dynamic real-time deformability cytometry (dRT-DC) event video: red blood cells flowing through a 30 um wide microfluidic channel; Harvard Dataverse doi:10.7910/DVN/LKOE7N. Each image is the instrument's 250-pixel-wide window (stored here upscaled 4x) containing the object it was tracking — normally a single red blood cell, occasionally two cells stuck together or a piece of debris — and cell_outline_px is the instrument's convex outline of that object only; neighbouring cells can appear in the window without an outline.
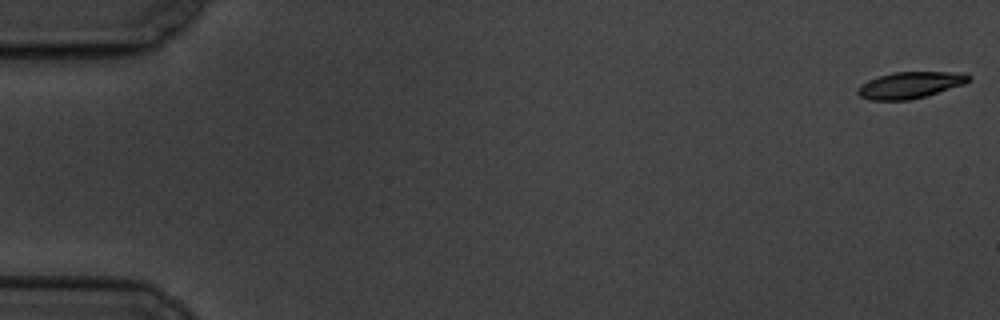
{"species": "common noctule bat (a hibernating species)", "species_latin": "Nyctalus noctula", "temperature_condition": "cold", "stored_images_in_passage": 6, "segment_of_instrument_passage": [1, 2], "camera_frame_rate_fps": 3000, "um_per_image_px": 0.085, "animal": {"sex": "male", "body_mass_g": 19.5, "forearm_length_mm": 54.6}, "frame": {"image": 1, "passage_image": 1, "time_ms": 0.0, "image_size_px": [1000, 320], "cell_outline_px": [[972, 80], [964, 84], [924, 96], [908, 100], [872, 100], [860, 96], [856, 92], [856, 88], [860, 84], [868, 80], [892, 72], [968, 72], [972, 76]], "centroid_in_image_um": [77.38, 7.21], "position_along_channel_um": 7.6, "area_um2": 17.22}}
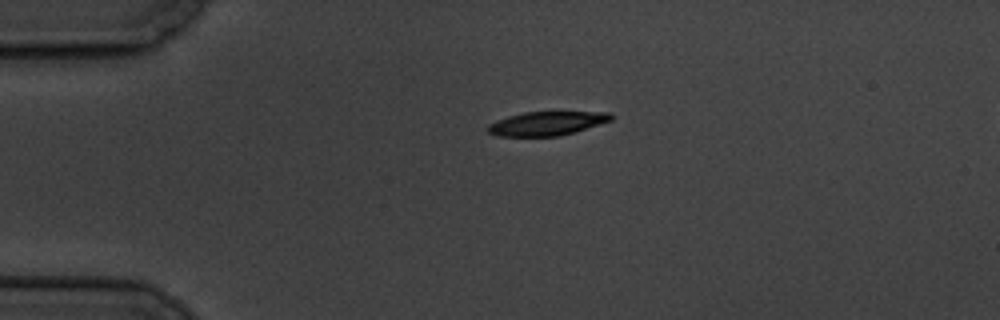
{"frame": {"image": 2, "passage_image": 4, "time_ms": 4.333, "image_size_px": [1000, 320], "cell_outline_px": [[612, 120], [576, 132], [560, 136], [496, 136], [488, 132], [484, 128], [488, 124], [496, 120], [508, 116], [524, 112], [556, 108], [612, 112]], "centroid_in_image_um": [46.55, 10.42], "position_along_channel_um": 38.4, "area_um2": 18.61}}